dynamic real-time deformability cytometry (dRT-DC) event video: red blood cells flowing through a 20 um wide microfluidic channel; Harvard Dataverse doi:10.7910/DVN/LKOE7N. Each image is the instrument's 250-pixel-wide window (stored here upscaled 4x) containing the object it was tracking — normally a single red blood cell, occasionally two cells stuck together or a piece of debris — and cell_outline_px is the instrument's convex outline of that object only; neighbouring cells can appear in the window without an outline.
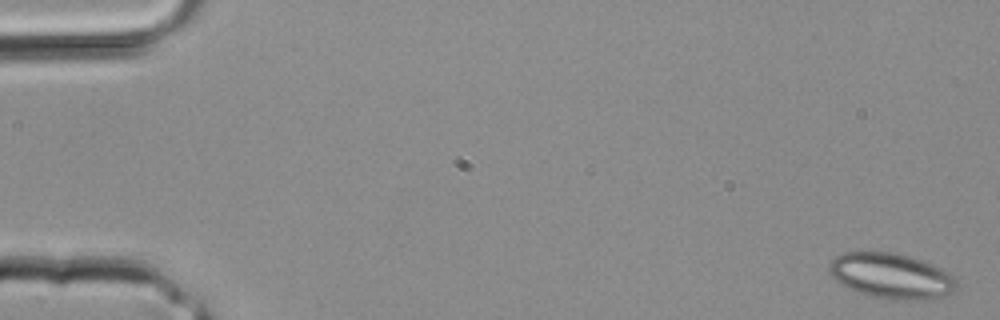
{"species": "common noctule bat (a hibernating species)", "species_latin": "Nyctalus noctula", "temperature_condition": "room temperature", "stored_images_in_passage": 5, "camera_frame_rate_fps": 3000, "um_per_image_px": 0.085, "animal": {"sex": "male", "body_mass_g": 20.4}, "frame": {"image": 1, "passage_image": 1, "time_ms": 0.0, "image_size_px": [1000, 320], "cell_outline_px": [[956, 288], [952, 292], [924, 300], [888, 300], [868, 296], [836, 280], [832, 276], [828, 268], [832, 260], [836, 256], [844, 252], [892, 252], [908, 256], [920, 260], [940, 268], [952, 276], [956, 284]], "centroid_in_image_um": [75.73, 23.46], "position_along_channel_um": 9.3, "area_um2": 33.12}}